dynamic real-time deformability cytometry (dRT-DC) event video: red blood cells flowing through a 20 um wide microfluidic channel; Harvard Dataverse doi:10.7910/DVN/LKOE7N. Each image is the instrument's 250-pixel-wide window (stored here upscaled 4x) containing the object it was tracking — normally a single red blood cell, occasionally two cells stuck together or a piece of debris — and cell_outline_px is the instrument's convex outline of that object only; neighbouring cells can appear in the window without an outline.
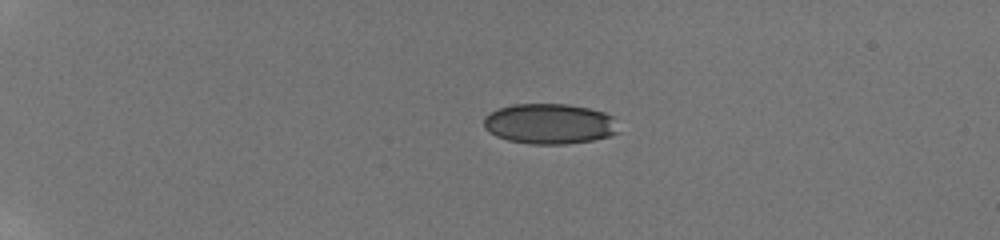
{"species": "human", "species_latin": "Homo sapiens", "temperature_condition": "room temperature", "stored_images_in_passage": 55, "camera_frame_rate_fps": 3000, "um_per_image_px": 0.085, "donor": {"sex": "male"}, "frame": {"image": 1, "passage_image": 1, "time_ms": 0.0, "image_size_px": [1000, 240], "cell_outline_px": [[620, 132], [608, 136], [592, 140], [568, 144], [532, 144], [508, 140], [496, 136], [488, 132], [484, 128], [484, 116], [496, 108], [512, 104], [568, 104], [588, 108], [604, 112], [612, 116]], "centroid_in_image_um": [46.68, 10.52], "position_along_channel_um": 38.3, "area_um2": 31.91}}
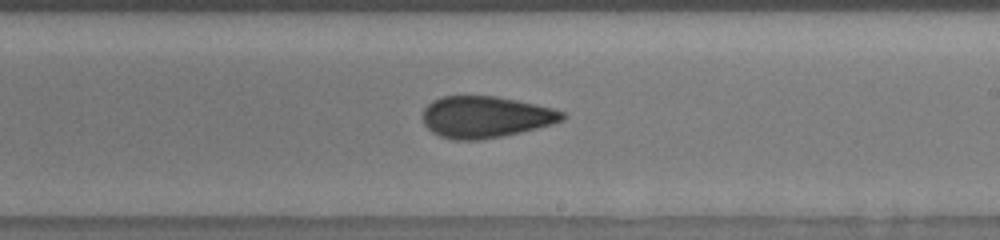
{"frame": {"image": 2, "passage_image": 24, "time_ms": 7.667, "image_size_px": [1000, 240], "cell_outline_px": [[568, 116], [564, 120], [552, 124], [504, 136], [480, 140], [456, 140], [440, 136], [432, 132], [424, 124], [424, 108], [432, 100], [440, 96], [496, 96], [516, 100], [552, 108], [564, 112]], "centroid_in_image_um": [41.28, 9.94], "position_along_channel_um": 247.7, "area_um2": 33.81}}
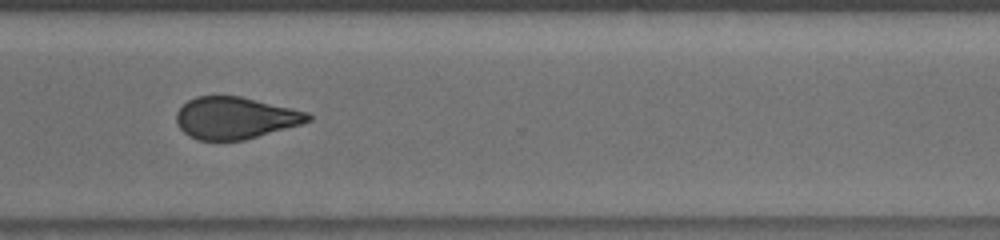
{"frame": {"image": 3, "passage_image": 37, "time_ms": 10.333, "image_size_px": [1000, 240], "cell_outline_px": [[312, 120], [300, 124], [244, 140], [200, 140], [188, 136], [180, 128], [176, 120], [176, 112], [188, 100], [196, 96], [240, 96], [292, 108], [308, 112], [312, 116]], "centroid_in_image_um": [19.98, 10.02], "position_along_channel_um": 350.6, "area_um2": 31.96}, "authors_computed_cell_mechanics": {"area_um2": 32.7148, "velocity_mm_per_s": 3.858, "shape_relaxation_time_tau1_ms": 7.1503, "shape_relaxation_time_tau2_ms": 1.5498, "deformation_change_tau1": 0.1345, "deformation_change_tau2": 0.0769}}